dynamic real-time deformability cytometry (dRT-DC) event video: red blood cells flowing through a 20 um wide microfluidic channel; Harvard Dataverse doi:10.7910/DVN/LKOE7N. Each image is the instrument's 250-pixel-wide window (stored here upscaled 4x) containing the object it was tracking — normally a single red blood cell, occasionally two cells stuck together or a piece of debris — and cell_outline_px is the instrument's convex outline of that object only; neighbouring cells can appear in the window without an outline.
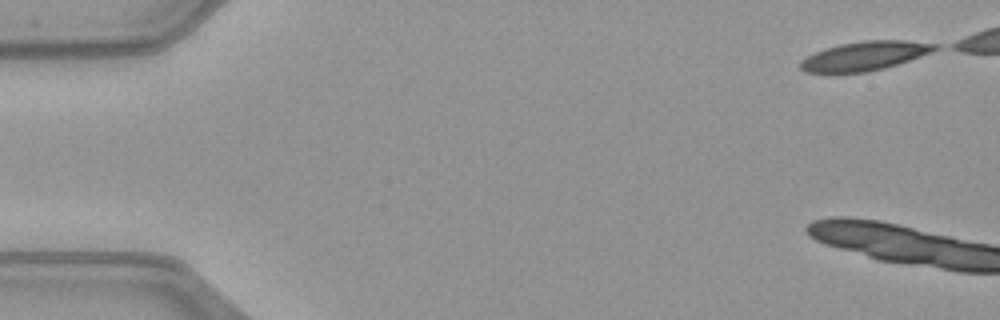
{"species": "common noctule bat (a hibernating species)", "species_latin": "Nyctalus noctula", "temperature_condition": "warm", "stored_images_in_passage": 4, "camera_frame_rate_fps": 3000, "um_per_image_px": 0.085, "animal": {"sex": "female", "body_mass_g": 21.9}, "frame": {"image": 1, "passage_image": 1, "time_ms": 0.0, "image_size_px": [1000, 320], "cell_outline_px": [[940, 48], [932, 52], [884, 68], [868, 72], [804, 72], [800, 68], [800, 60], [824, 48], [840, 44], [864, 40], [904, 40], [940, 44]], "centroid_in_image_um": [73.53, 4.74], "position_along_channel_um": 11.5, "area_um2": 22.66}}